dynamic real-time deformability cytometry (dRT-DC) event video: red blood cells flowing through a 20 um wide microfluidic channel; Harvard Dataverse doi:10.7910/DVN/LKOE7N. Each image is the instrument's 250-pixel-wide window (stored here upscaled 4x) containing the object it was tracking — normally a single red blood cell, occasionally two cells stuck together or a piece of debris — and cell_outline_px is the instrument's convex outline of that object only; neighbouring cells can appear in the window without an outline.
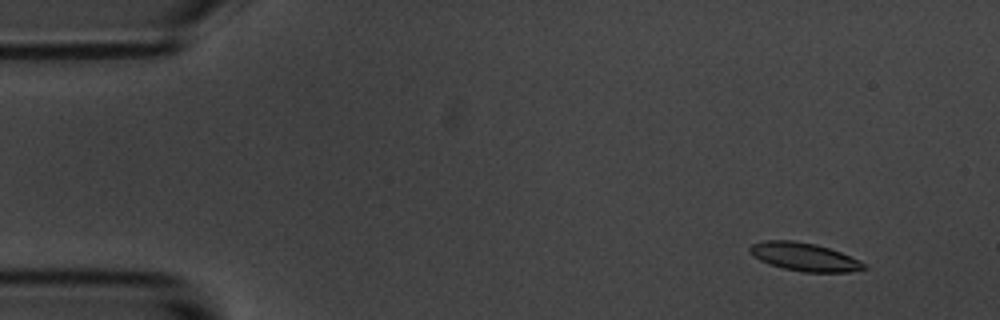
{"species": "common noctule bat (a hibernating species)", "species_latin": "Nyctalus noctula", "temperature_condition": "room temperature", "stored_images_in_passage": 5, "camera_frame_rate_fps": 3000, "um_per_image_px": 0.085, "animal": {"sex": "male", "body_mass_g": 20.1, "forearm_length_mm": 53.5}, "frame": {"image": 1, "passage_image": 2, "time_ms": 1.0, "image_size_px": [1000, 320], "cell_outline_px": [[868, 268], [848, 272], [804, 272], [784, 268], [768, 264], [760, 260], [748, 252], [748, 248], [752, 244], [764, 240], [792, 240], [816, 244], [840, 252], [860, 260]], "centroid_in_image_um": [68.34, 21.83], "position_along_channel_um": 16.7, "area_um2": 18.73}}
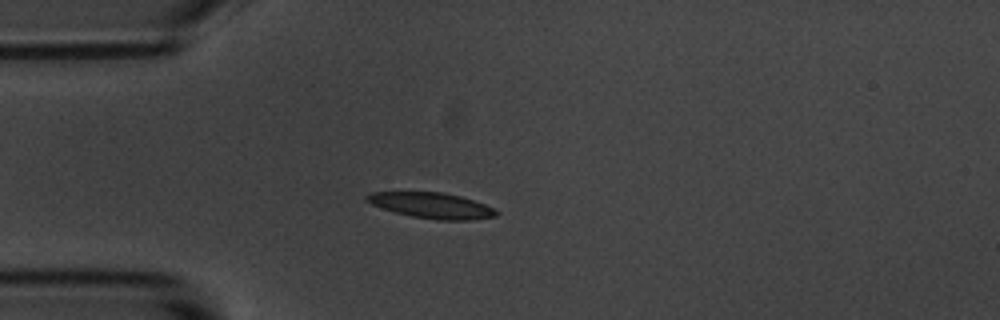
{"frame": {"image": 2, "passage_image": 5, "time_ms": 4.333, "image_size_px": [1000, 320], "cell_outline_px": [[500, 212], [496, 216], [472, 220], [436, 220], [412, 216], [396, 212], [372, 204], [364, 200], [364, 196], [372, 192], [444, 192], [460, 196], [484, 204]], "centroid_in_image_um": [36.7, 17.46], "position_along_channel_um": 48.3, "area_um2": 19.25}}